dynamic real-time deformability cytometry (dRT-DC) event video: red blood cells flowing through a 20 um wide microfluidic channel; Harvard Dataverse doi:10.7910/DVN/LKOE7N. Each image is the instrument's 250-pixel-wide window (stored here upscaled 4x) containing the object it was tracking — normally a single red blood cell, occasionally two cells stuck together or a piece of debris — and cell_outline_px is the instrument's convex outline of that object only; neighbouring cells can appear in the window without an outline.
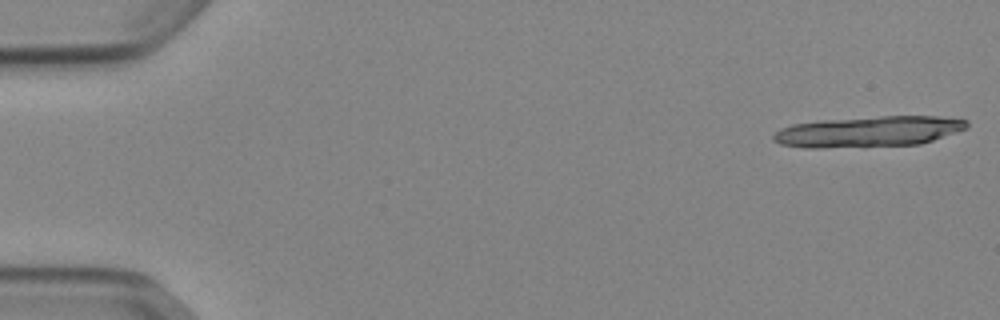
{"species": "Egyptian fruit bat (a non-hibernating species)", "species_latin": "Rousettus aegyptiacus", "temperature_condition": "cold", "stored_images_in_passage": 23, "camera_frame_rate_fps": 3000, "um_per_image_px": 0.085, "animal": {"sex": "female"}, "frame": {"image": 1, "passage_image": 1, "time_ms": 0.0, "image_size_px": [1000, 320], "cell_outline_px": [[968, 128], [920, 144], [864, 148], [804, 148], [780, 144], [772, 140], [772, 136], [780, 128], [792, 124], [820, 120], [880, 116], [936, 116], [968, 120]], "centroid_in_image_um": [73.78, 11.2], "position_along_channel_um": 11.2, "area_um2": 35.32}}